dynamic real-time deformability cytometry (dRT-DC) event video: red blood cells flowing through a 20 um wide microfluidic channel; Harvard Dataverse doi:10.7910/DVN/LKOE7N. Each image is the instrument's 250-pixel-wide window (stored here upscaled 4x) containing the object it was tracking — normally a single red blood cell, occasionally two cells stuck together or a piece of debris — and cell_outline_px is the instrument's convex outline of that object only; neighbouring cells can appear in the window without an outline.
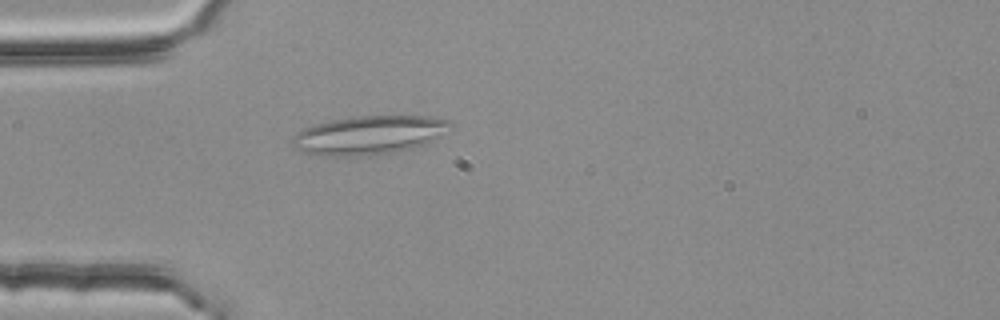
{"species": "common noctule bat (a hibernating species)", "species_latin": "Nyctalus noctula", "temperature_condition": "room temperature", "stored_images_in_passage": 1, "camera_frame_rate_fps": 3000, "um_per_image_px": 0.085, "animal": {"sex": "female", "body_mass_g": 25.1}, "frame": {"image": 1, "passage_image": 1, "time_ms": 0.0, "image_size_px": [1000, 320], "cell_outline_px": [[452, 124], [440, 136], [428, 144], [412, 148], [392, 152], [368, 156], [324, 156], [304, 152], [296, 148], [292, 144], [292, 136], [296, 132], [304, 128], [316, 124], [332, 120], [356, 116], [428, 116], [448, 120]], "centroid_in_image_um": [31.35, 11.49], "position_along_channel_um": 53.6, "area_um2": 35.6}}